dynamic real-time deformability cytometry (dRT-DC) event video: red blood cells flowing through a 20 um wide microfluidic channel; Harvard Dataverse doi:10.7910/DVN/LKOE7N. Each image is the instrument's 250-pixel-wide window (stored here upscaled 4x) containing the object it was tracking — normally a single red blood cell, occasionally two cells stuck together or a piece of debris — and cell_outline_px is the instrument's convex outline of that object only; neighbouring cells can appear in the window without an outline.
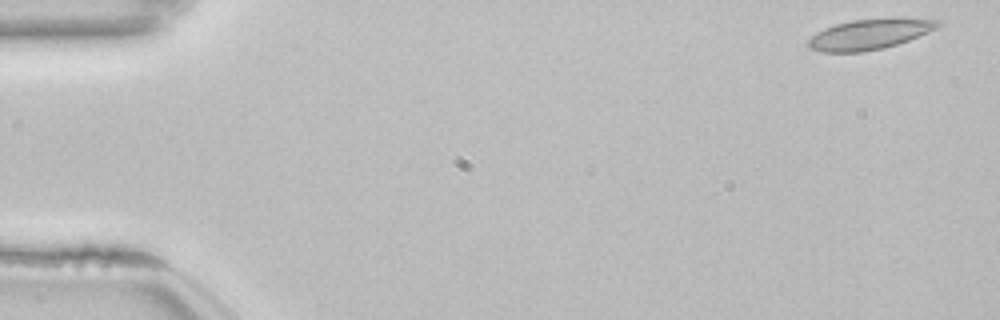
{"species": "common noctule bat (a hibernating species)", "species_latin": "Nyctalus noctula", "temperature_condition": "room temperature", "stored_images_in_passage": 16, "camera_frame_rate_fps": 3000, "um_per_image_px": 0.085, "animal": {"sex": "female", "body_mass_g": 22.7, "forearm_length_mm": 54.2}, "frame": {"image": 1, "passage_image": 2, "time_ms": 0.333, "image_size_px": [1000, 320], "cell_outline_px": [[944, 24], [928, 32], [908, 40], [884, 48], [864, 52], [824, 52], [808, 48], [808, 40], [812, 36], [824, 28], [836, 24], [852, 20], [892, 16], [896, 16], [940, 20]], "centroid_in_image_um": [73.97, 2.87], "position_along_channel_um": 11.0, "area_um2": 23.41}}
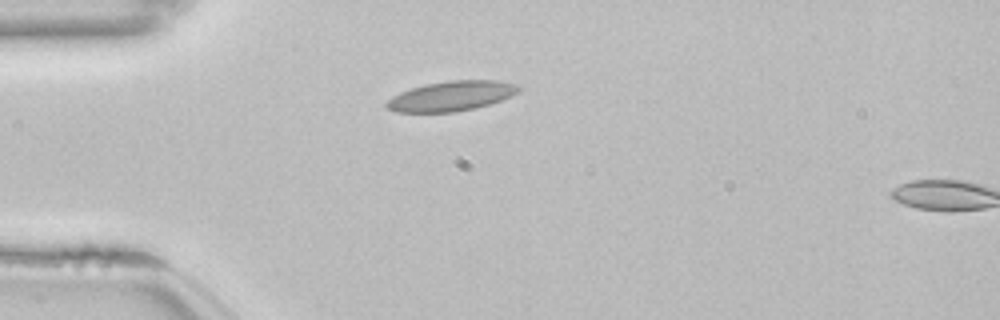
{"frame": {"image": 2, "passage_image": 14, "time_ms": 4.333, "image_size_px": [1000, 320], "cell_outline_px": [[520, 92], [512, 96], [476, 108], [456, 112], [396, 112], [388, 108], [384, 104], [392, 96], [400, 92], [424, 84], [448, 80], [496, 80], [516, 84], [520, 88]], "centroid_in_image_um": [38.37, 8.16], "position_along_channel_um": 46.6, "area_um2": 23.06}}